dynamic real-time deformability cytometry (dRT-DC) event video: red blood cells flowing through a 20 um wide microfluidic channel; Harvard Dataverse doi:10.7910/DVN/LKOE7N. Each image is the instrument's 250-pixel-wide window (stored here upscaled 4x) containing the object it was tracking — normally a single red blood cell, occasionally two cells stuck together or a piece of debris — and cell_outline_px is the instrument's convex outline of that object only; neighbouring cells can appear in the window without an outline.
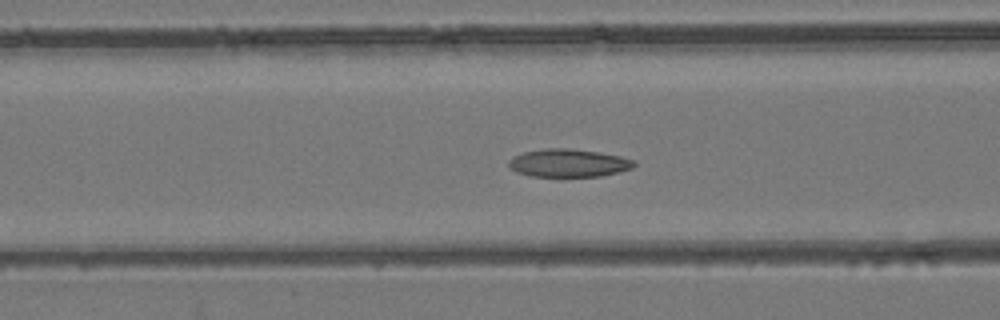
{"species": "common noctule bat (a hibernating species)", "species_latin": "Nyctalus noctula", "temperature_condition": "room temperature", "stored_images_in_passage": 31, "camera_frame_rate_fps": 3000, "um_per_image_px": 0.085, "animal": {"sex": "female", "body_mass_g": 24.6, "forearm_length_mm": 56.2}, "frame": {"image": 1, "passage_image": 22, "time_ms": 7.0, "image_size_px": [1000, 320], "cell_outline_px": [[636, 164], [632, 168], [600, 176], [532, 176], [516, 172], [508, 164], [508, 160], [524, 152], [544, 148], [568, 148], [596, 152], [620, 156], [632, 160]], "centroid_in_image_um": [48.3, 13.85], "position_along_channel_um": 118.3, "area_um2": 20.06}}
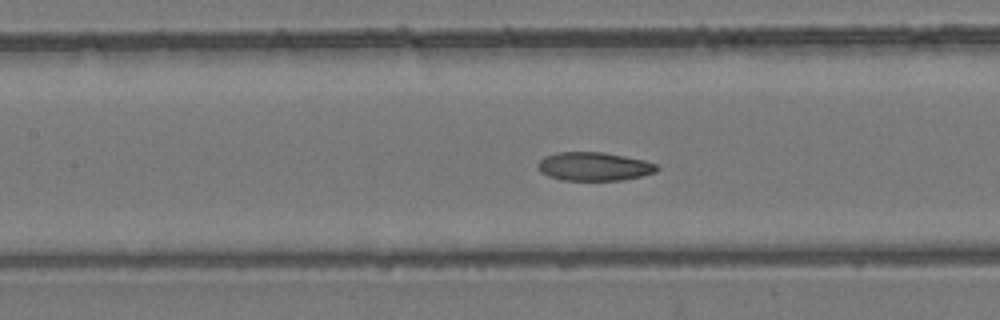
{"frame": {"image": 2, "passage_image": 25, "time_ms": 8.0, "image_size_px": [1000, 320], "cell_outline_px": [[660, 168], [656, 172], [624, 180], [564, 180], [548, 176], [540, 172], [536, 168], [536, 164], [544, 156], [556, 152], [604, 152], [644, 160], [656, 164]], "centroid_in_image_um": [50.46, 14.14], "position_along_channel_um": 156.9, "area_um2": 19.94}}
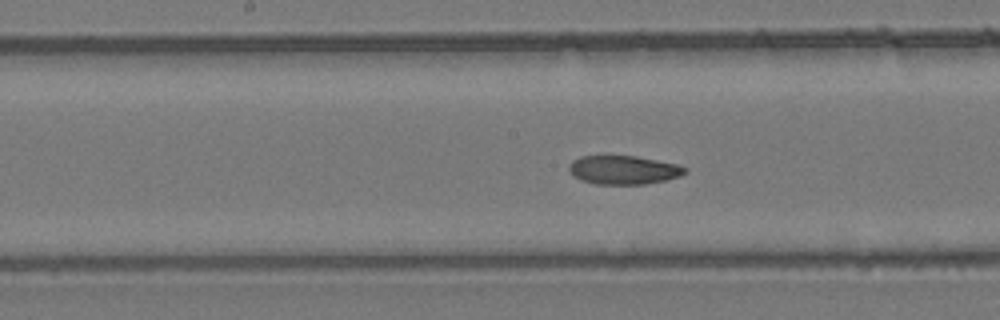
{"frame": {"image": 3, "passage_image": 28, "time_ms": 9.0, "image_size_px": [1000, 320], "cell_outline_px": [[688, 172], [680, 176], [664, 180], [644, 184], [596, 184], [580, 180], [568, 168], [568, 164], [572, 160], [580, 156], [636, 156], [676, 164], [688, 168]], "centroid_in_image_um": [53.0, 14.44], "position_along_channel_um": 195.2, "area_um2": 19.31}}